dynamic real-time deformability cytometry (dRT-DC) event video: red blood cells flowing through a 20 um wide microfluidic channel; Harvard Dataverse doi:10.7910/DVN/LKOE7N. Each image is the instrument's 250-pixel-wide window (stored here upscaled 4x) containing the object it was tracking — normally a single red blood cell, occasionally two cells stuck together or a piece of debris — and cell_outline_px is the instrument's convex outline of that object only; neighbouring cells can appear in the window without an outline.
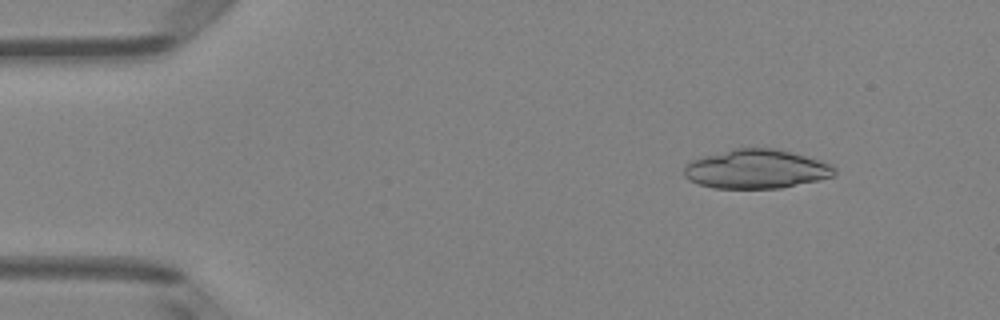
{"species": "Egyptian fruit bat (a non-hibernating species)", "species_latin": "Rousettus aegyptiacus", "temperature_condition": "room temperature", "stored_images_in_passage": 5, "camera_frame_rate_fps": 3000, "um_per_image_px": 0.085, "animal": {"sex": "female"}, "frame": {"image": 1, "passage_image": 2, "time_ms": 1.333, "image_size_px": [1000, 320], "cell_outline_px": [[836, 172], [832, 176], [820, 180], [780, 188], [712, 188], [688, 180], [684, 176], [684, 168], [692, 160], [700, 156], [732, 148], [776, 148], [820, 160], [832, 164], [836, 168]], "centroid_in_image_um": [64.28, 14.36], "position_along_channel_um": 20.7, "area_um2": 34.45}}